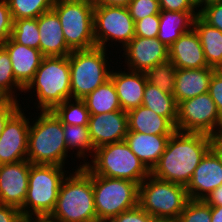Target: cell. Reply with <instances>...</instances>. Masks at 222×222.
<instances>
[{
  "label": "cell",
  "mask_w": 222,
  "mask_h": 222,
  "mask_svg": "<svg viewBox=\"0 0 222 222\" xmlns=\"http://www.w3.org/2000/svg\"><path fill=\"white\" fill-rule=\"evenodd\" d=\"M213 139L202 133L175 131L150 174L186 187L200 161L211 149Z\"/></svg>",
  "instance_id": "1"
},
{
  "label": "cell",
  "mask_w": 222,
  "mask_h": 222,
  "mask_svg": "<svg viewBox=\"0 0 222 222\" xmlns=\"http://www.w3.org/2000/svg\"><path fill=\"white\" fill-rule=\"evenodd\" d=\"M76 169L64 178L51 216L61 222H99L94 202L93 174L82 165Z\"/></svg>",
  "instance_id": "2"
},
{
  "label": "cell",
  "mask_w": 222,
  "mask_h": 222,
  "mask_svg": "<svg viewBox=\"0 0 222 222\" xmlns=\"http://www.w3.org/2000/svg\"><path fill=\"white\" fill-rule=\"evenodd\" d=\"M62 121L53 111H40L30 123L27 160L31 164L65 165L68 156Z\"/></svg>",
  "instance_id": "3"
},
{
  "label": "cell",
  "mask_w": 222,
  "mask_h": 222,
  "mask_svg": "<svg viewBox=\"0 0 222 222\" xmlns=\"http://www.w3.org/2000/svg\"><path fill=\"white\" fill-rule=\"evenodd\" d=\"M35 89L37 109L52 111L58 104L71 98V77L68 56H44L33 80L24 93ZM30 90V91H29Z\"/></svg>",
  "instance_id": "4"
},
{
  "label": "cell",
  "mask_w": 222,
  "mask_h": 222,
  "mask_svg": "<svg viewBox=\"0 0 222 222\" xmlns=\"http://www.w3.org/2000/svg\"><path fill=\"white\" fill-rule=\"evenodd\" d=\"M91 159L84 165L91 174L129 180L139 185L150 175L125 140L96 148Z\"/></svg>",
  "instance_id": "5"
},
{
  "label": "cell",
  "mask_w": 222,
  "mask_h": 222,
  "mask_svg": "<svg viewBox=\"0 0 222 222\" xmlns=\"http://www.w3.org/2000/svg\"><path fill=\"white\" fill-rule=\"evenodd\" d=\"M62 166L31 164L27 195L22 206V216L51 215L60 186L67 176ZM66 173V175H65Z\"/></svg>",
  "instance_id": "6"
},
{
  "label": "cell",
  "mask_w": 222,
  "mask_h": 222,
  "mask_svg": "<svg viewBox=\"0 0 222 222\" xmlns=\"http://www.w3.org/2000/svg\"><path fill=\"white\" fill-rule=\"evenodd\" d=\"M106 51L107 49L96 46L71 52L69 55L71 98L84 99L110 79L111 71L108 68L109 57L106 56Z\"/></svg>",
  "instance_id": "7"
},
{
  "label": "cell",
  "mask_w": 222,
  "mask_h": 222,
  "mask_svg": "<svg viewBox=\"0 0 222 222\" xmlns=\"http://www.w3.org/2000/svg\"><path fill=\"white\" fill-rule=\"evenodd\" d=\"M52 9L58 15L64 39L72 51L96 47L91 0H55Z\"/></svg>",
  "instance_id": "8"
},
{
  "label": "cell",
  "mask_w": 222,
  "mask_h": 222,
  "mask_svg": "<svg viewBox=\"0 0 222 222\" xmlns=\"http://www.w3.org/2000/svg\"><path fill=\"white\" fill-rule=\"evenodd\" d=\"M188 200L185 186L151 174L139 185L138 205L152 217L178 219Z\"/></svg>",
  "instance_id": "9"
},
{
  "label": "cell",
  "mask_w": 222,
  "mask_h": 222,
  "mask_svg": "<svg viewBox=\"0 0 222 222\" xmlns=\"http://www.w3.org/2000/svg\"><path fill=\"white\" fill-rule=\"evenodd\" d=\"M93 192L99 222H108L138 205L139 184L93 174Z\"/></svg>",
  "instance_id": "10"
},
{
  "label": "cell",
  "mask_w": 222,
  "mask_h": 222,
  "mask_svg": "<svg viewBox=\"0 0 222 222\" xmlns=\"http://www.w3.org/2000/svg\"><path fill=\"white\" fill-rule=\"evenodd\" d=\"M176 131L222 137V117L208 92L178 104Z\"/></svg>",
  "instance_id": "11"
},
{
  "label": "cell",
  "mask_w": 222,
  "mask_h": 222,
  "mask_svg": "<svg viewBox=\"0 0 222 222\" xmlns=\"http://www.w3.org/2000/svg\"><path fill=\"white\" fill-rule=\"evenodd\" d=\"M94 37L97 47L108 49V41L122 49L135 37V22L127 7L94 5Z\"/></svg>",
  "instance_id": "12"
},
{
  "label": "cell",
  "mask_w": 222,
  "mask_h": 222,
  "mask_svg": "<svg viewBox=\"0 0 222 222\" xmlns=\"http://www.w3.org/2000/svg\"><path fill=\"white\" fill-rule=\"evenodd\" d=\"M21 107L8 119L0 136V164L27 160L30 118Z\"/></svg>",
  "instance_id": "13"
},
{
  "label": "cell",
  "mask_w": 222,
  "mask_h": 222,
  "mask_svg": "<svg viewBox=\"0 0 222 222\" xmlns=\"http://www.w3.org/2000/svg\"><path fill=\"white\" fill-rule=\"evenodd\" d=\"M31 163L0 164V204L21 209L27 195Z\"/></svg>",
  "instance_id": "14"
},
{
  "label": "cell",
  "mask_w": 222,
  "mask_h": 222,
  "mask_svg": "<svg viewBox=\"0 0 222 222\" xmlns=\"http://www.w3.org/2000/svg\"><path fill=\"white\" fill-rule=\"evenodd\" d=\"M127 71L145 72L169 59V48L156 38L135 36L124 48ZM127 62V63H126Z\"/></svg>",
  "instance_id": "15"
},
{
  "label": "cell",
  "mask_w": 222,
  "mask_h": 222,
  "mask_svg": "<svg viewBox=\"0 0 222 222\" xmlns=\"http://www.w3.org/2000/svg\"><path fill=\"white\" fill-rule=\"evenodd\" d=\"M88 130L94 148L125 140L128 115L123 110L90 115Z\"/></svg>",
  "instance_id": "16"
},
{
  "label": "cell",
  "mask_w": 222,
  "mask_h": 222,
  "mask_svg": "<svg viewBox=\"0 0 222 222\" xmlns=\"http://www.w3.org/2000/svg\"><path fill=\"white\" fill-rule=\"evenodd\" d=\"M222 185V162L210 149L194 171L186 191L189 199L204 200L213 190Z\"/></svg>",
  "instance_id": "17"
},
{
  "label": "cell",
  "mask_w": 222,
  "mask_h": 222,
  "mask_svg": "<svg viewBox=\"0 0 222 222\" xmlns=\"http://www.w3.org/2000/svg\"><path fill=\"white\" fill-rule=\"evenodd\" d=\"M1 46L8 52L15 80L25 89L33 80L44 55L39 49L18 44L11 37Z\"/></svg>",
  "instance_id": "18"
},
{
  "label": "cell",
  "mask_w": 222,
  "mask_h": 222,
  "mask_svg": "<svg viewBox=\"0 0 222 222\" xmlns=\"http://www.w3.org/2000/svg\"><path fill=\"white\" fill-rule=\"evenodd\" d=\"M169 60L177 69H200L209 67L199 36L194 28L182 34L169 47Z\"/></svg>",
  "instance_id": "19"
},
{
  "label": "cell",
  "mask_w": 222,
  "mask_h": 222,
  "mask_svg": "<svg viewBox=\"0 0 222 222\" xmlns=\"http://www.w3.org/2000/svg\"><path fill=\"white\" fill-rule=\"evenodd\" d=\"M40 34L39 50L44 56H68L72 50L64 39L58 15L52 9L37 18Z\"/></svg>",
  "instance_id": "20"
},
{
  "label": "cell",
  "mask_w": 222,
  "mask_h": 222,
  "mask_svg": "<svg viewBox=\"0 0 222 222\" xmlns=\"http://www.w3.org/2000/svg\"><path fill=\"white\" fill-rule=\"evenodd\" d=\"M111 71L110 79L113 81L119 98L121 109L128 112L142 105L146 77L144 72L129 70Z\"/></svg>",
  "instance_id": "21"
},
{
  "label": "cell",
  "mask_w": 222,
  "mask_h": 222,
  "mask_svg": "<svg viewBox=\"0 0 222 222\" xmlns=\"http://www.w3.org/2000/svg\"><path fill=\"white\" fill-rule=\"evenodd\" d=\"M215 68L177 69L173 96L177 105L184 100L208 92Z\"/></svg>",
  "instance_id": "22"
},
{
  "label": "cell",
  "mask_w": 222,
  "mask_h": 222,
  "mask_svg": "<svg viewBox=\"0 0 222 222\" xmlns=\"http://www.w3.org/2000/svg\"><path fill=\"white\" fill-rule=\"evenodd\" d=\"M170 136L171 135H153L128 131L125 141L132 152L151 172L165 151Z\"/></svg>",
  "instance_id": "23"
},
{
  "label": "cell",
  "mask_w": 222,
  "mask_h": 222,
  "mask_svg": "<svg viewBox=\"0 0 222 222\" xmlns=\"http://www.w3.org/2000/svg\"><path fill=\"white\" fill-rule=\"evenodd\" d=\"M128 131L153 135H172L176 128L166 118L140 105L127 112Z\"/></svg>",
  "instance_id": "24"
},
{
  "label": "cell",
  "mask_w": 222,
  "mask_h": 222,
  "mask_svg": "<svg viewBox=\"0 0 222 222\" xmlns=\"http://www.w3.org/2000/svg\"><path fill=\"white\" fill-rule=\"evenodd\" d=\"M199 12H179L161 10L159 13L160 25L157 38L168 48L180 36L193 28L194 19Z\"/></svg>",
  "instance_id": "25"
},
{
  "label": "cell",
  "mask_w": 222,
  "mask_h": 222,
  "mask_svg": "<svg viewBox=\"0 0 222 222\" xmlns=\"http://www.w3.org/2000/svg\"><path fill=\"white\" fill-rule=\"evenodd\" d=\"M193 28L199 36L208 66L216 68L222 62V32L199 16L194 19Z\"/></svg>",
  "instance_id": "26"
},
{
  "label": "cell",
  "mask_w": 222,
  "mask_h": 222,
  "mask_svg": "<svg viewBox=\"0 0 222 222\" xmlns=\"http://www.w3.org/2000/svg\"><path fill=\"white\" fill-rule=\"evenodd\" d=\"M142 105L158 115L166 117L176 128L178 105L173 94L163 92L156 86L146 83Z\"/></svg>",
  "instance_id": "27"
},
{
  "label": "cell",
  "mask_w": 222,
  "mask_h": 222,
  "mask_svg": "<svg viewBox=\"0 0 222 222\" xmlns=\"http://www.w3.org/2000/svg\"><path fill=\"white\" fill-rule=\"evenodd\" d=\"M83 100L90 115L122 110L116 88L111 79L100 85Z\"/></svg>",
  "instance_id": "28"
},
{
  "label": "cell",
  "mask_w": 222,
  "mask_h": 222,
  "mask_svg": "<svg viewBox=\"0 0 222 222\" xmlns=\"http://www.w3.org/2000/svg\"><path fill=\"white\" fill-rule=\"evenodd\" d=\"M63 131L67 150L76 149V158H83L84 160L82 161H84V163L82 166H84L87 163L85 160L87 158L86 156H88L87 153L89 152L90 156H93L95 151L88 126L63 124Z\"/></svg>",
  "instance_id": "29"
},
{
  "label": "cell",
  "mask_w": 222,
  "mask_h": 222,
  "mask_svg": "<svg viewBox=\"0 0 222 222\" xmlns=\"http://www.w3.org/2000/svg\"><path fill=\"white\" fill-rule=\"evenodd\" d=\"M52 111L62 124L88 126L90 113L83 99H67Z\"/></svg>",
  "instance_id": "30"
},
{
  "label": "cell",
  "mask_w": 222,
  "mask_h": 222,
  "mask_svg": "<svg viewBox=\"0 0 222 222\" xmlns=\"http://www.w3.org/2000/svg\"><path fill=\"white\" fill-rule=\"evenodd\" d=\"M176 71V66L167 59L147 69L144 74L147 82L161 89L163 92L173 94Z\"/></svg>",
  "instance_id": "31"
},
{
  "label": "cell",
  "mask_w": 222,
  "mask_h": 222,
  "mask_svg": "<svg viewBox=\"0 0 222 222\" xmlns=\"http://www.w3.org/2000/svg\"><path fill=\"white\" fill-rule=\"evenodd\" d=\"M12 19L38 18L52 10L55 0H7Z\"/></svg>",
  "instance_id": "32"
},
{
  "label": "cell",
  "mask_w": 222,
  "mask_h": 222,
  "mask_svg": "<svg viewBox=\"0 0 222 222\" xmlns=\"http://www.w3.org/2000/svg\"><path fill=\"white\" fill-rule=\"evenodd\" d=\"M17 90L23 92L24 88L15 80L8 52L0 45V97L18 101Z\"/></svg>",
  "instance_id": "33"
},
{
  "label": "cell",
  "mask_w": 222,
  "mask_h": 222,
  "mask_svg": "<svg viewBox=\"0 0 222 222\" xmlns=\"http://www.w3.org/2000/svg\"><path fill=\"white\" fill-rule=\"evenodd\" d=\"M11 38L18 44L39 49L40 34L37 18L13 20Z\"/></svg>",
  "instance_id": "34"
},
{
  "label": "cell",
  "mask_w": 222,
  "mask_h": 222,
  "mask_svg": "<svg viewBox=\"0 0 222 222\" xmlns=\"http://www.w3.org/2000/svg\"><path fill=\"white\" fill-rule=\"evenodd\" d=\"M179 222H211V206L204 200L189 199L178 216Z\"/></svg>",
  "instance_id": "35"
},
{
  "label": "cell",
  "mask_w": 222,
  "mask_h": 222,
  "mask_svg": "<svg viewBox=\"0 0 222 222\" xmlns=\"http://www.w3.org/2000/svg\"><path fill=\"white\" fill-rule=\"evenodd\" d=\"M127 8L134 22L161 11L158 0H132Z\"/></svg>",
  "instance_id": "36"
},
{
  "label": "cell",
  "mask_w": 222,
  "mask_h": 222,
  "mask_svg": "<svg viewBox=\"0 0 222 222\" xmlns=\"http://www.w3.org/2000/svg\"><path fill=\"white\" fill-rule=\"evenodd\" d=\"M159 25V15H150L144 19L135 21V36L156 38L159 32Z\"/></svg>",
  "instance_id": "37"
},
{
  "label": "cell",
  "mask_w": 222,
  "mask_h": 222,
  "mask_svg": "<svg viewBox=\"0 0 222 222\" xmlns=\"http://www.w3.org/2000/svg\"><path fill=\"white\" fill-rule=\"evenodd\" d=\"M198 16L205 23L222 32V2L202 7V9H199Z\"/></svg>",
  "instance_id": "38"
},
{
  "label": "cell",
  "mask_w": 222,
  "mask_h": 222,
  "mask_svg": "<svg viewBox=\"0 0 222 222\" xmlns=\"http://www.w3.org/2000/svg\"><path fill=\"white\" fill-rule=\"evenodd\" d=\"M13 19L7 0H0V45L12 34Z\"/></svg>",
  "instance_id": "39"
},
{
  "label": "cell",
  "mask_w": 222,
  "mask_h": 222,
  "mask_svg": "<svg viewBox=\"0 0 222 222\" xmlns=\"http://www.w3.org/2000/svg\"><path fill=\"white\" fill-rule=\"evenodd\" d=\"M153 217L150 216L139 205L136 207L124 211L118 216L113 217L108 222H152Z\"/></svg>",
  "instance_id": "40"
},
{
  "label": "cell",
  "mask_w": 222,
  "mask_h": 222,
  "mask_svg": "<svg viewBox=\"0 0 222 222\" xmlns=\"http://www.w3.org/2000/svg\"><path fill=\"white\" fill-rule=\"evenodd\" d=\"M160 9L179 12H199L197 6L191 0H158Z\"/></svg>",
  "instance_id": "41"
},
{
  "label": "cell",
  "mask_w": 222,
  "mask_h": 222,
  "mask_svg": "<svg viewBox=\"0 0 222 222\" xmlns=\"http://www.w3.org/2000/svg\"><path fill=\"white\" fill-rule=\"evenodd\" d=\"M208 93L215 102L216 108L222 117V76L214 72L210 80Z\"/></svg>",
  "instance_id": "42"
},
{
  "label": "cell",
  "mask_w": 222,
  "mask_h": 222,
  "mask_svg": "<svg viewBox=\"0 0 222 222\" xmlns=\"http://www.w3.org/2000/svg\"><path fill=\"white\" fill-rule=\"evenodd\" d=\"M19 101L11 99H3L0 102V136L4 130V127L8 119L20 108Z\"/></svg>",
  "instance_id": "43"
},
{
  "label": "cell",
  "mask_w": 222,
  "mask_h": 222,
  "mask_svg": "<svg viewBox=\"0 0 222 222\" xmlns=\"http://www.w3.org/2000/svg\"><path fill=\"white\" fill-rule=\"evenodd\" d=\"M24 217L22 216L21 210L9 206L0 204V222H23Z\"/></svg>",
  "instance_id": "44"
},
{
  "label": "cell",
  "mask_w": 222,
  "mask_h": 222,
  "mask_svg": "<svg viewBox=\"0 0 222 222\" xmlns=\"http://www.w3.org/2000/svg\"><path fill=\"white\" fill-rule=\"evenodd\" d=\"M204 201L210 206H222V185L208 194Z\"/></svg>",
  "instance_id": "45"
},
{
  "label": "cell",
  "mask_w": 222,
  "mask_h": 222,
  "mask_svg": "<svg viewBox=\"0 0 222 222\" xmlns=\"http://www.w3.org/2000/svg\"><path fill=\"white\" fill-rule=\"evenodd\" d=\"M132 0H91L94 5L127 7Z\"/></svg>",
  "instance_id": "46"
},
{
  "label": "cell",
  "mask_w": 222,
  "mask_h": 222,
  "mask_svg": "<svg viewBox=\"0 0 222 222\" xmlns=\"http://www.w3.org/2000/svg\"><path fill=\"white\" fill-rule=\"evenodd\" d=\"M23 222H61V221L52 217L51 215H35V216L25 217Z\"/></svg>",
  "instance_id": "47"
},
{
  "label": "cell",
  "mask_w": 222,
  "mask_h": 222,
  "mask_svg": "<svg viewBox=\"0 0 222 222\" xmlns=\"http://www.w3.org/2000/svg\"><path fill=\"white\" fill-rule=\"evenodd\" d=\"M211 149L218 155L222 162V137H216L213 139Z\"/></svg>",
  "instance_id": "48"
},
{
  "label": "cell",
  "mask_w": 222,
  "mask_h": 222,
  "mask_svg": "<svg viewBox=\"0 0 222 222\" xmlns=\"http://www.w3.org/2000/svg\"><path fill=\"white\" fill-rule=\"evenodd\" d=\"M211 222H222V206H211Z\"/></svg>",
  "instance_id": "49"
},
{
  "label": "cell",
  "mask_w": 222,
  "mask_h": 222,
  "mask_svg": "<svg viewBox=\"0 0 222 222\" xmlns=\"http://www.w3.org/2000/svg\"><path fill=\"white\" fill-rule=\"evenodd\" d=\"M152 222H179L176 218L153 217Z\"/></svg>",
  "instance_id": "50"
},
{
  "label": "cell",
  "mask_w": 222,
  "mask_h": 222,
  "mask_svg": "<svg viewBox=\"0 0 222 222\" xmlns=\"http://www.w3.org/2000/svg\"><path fill=\"white\" fill-rule=\"evenodd\" d=\"M220 2H222V0H202V6L206 7V6L210 5V4L220 3Z\"/></svg>",
  "instance_id": "51"
},
{
  "label": "cell",
  "mask_w": 222,
  "mask_h": 222,
  "mask_svg": "<svg viewBox=\"0 0 222 222\" xmlns=\"http://www.w3.org/2000/svg\"><path fill=\"white\" fill-rule=\"evenodd\" d=\"M215 72L222 76V62L215 68Z\"/></svg>",
  "instance_id": "52"
},
{
  "label": "cell",
  "mask_w": 222,
  "mask_h": 222,
  "mask_svg": "<svg viewBox=\"0 0 222 222\" xmlns=\"http://www.w3.org/2000/svg\"><path fill=\"white\" fill-rule=\"evenodd\" d=\"M196 6L197 9L201 7L202 9V0H191Z\"/></svg>",
  "instance_id": "53"
}]
</instances>
